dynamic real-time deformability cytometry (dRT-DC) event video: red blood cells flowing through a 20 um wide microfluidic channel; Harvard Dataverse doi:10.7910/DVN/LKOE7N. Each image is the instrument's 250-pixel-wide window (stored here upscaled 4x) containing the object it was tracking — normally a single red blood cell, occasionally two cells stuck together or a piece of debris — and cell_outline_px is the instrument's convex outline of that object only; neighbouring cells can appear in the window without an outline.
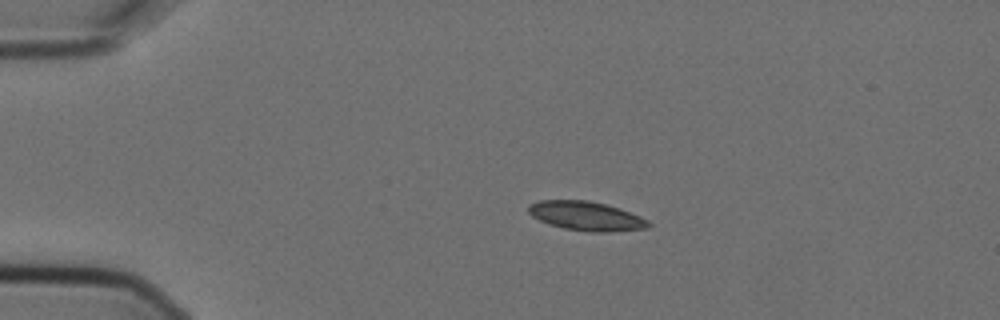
{"species": "Egyptian fruit bat (a non-hibernating species)", "species_latin": "Rousettus aegyptiacus", "temperature_condition": "cold", "stored_images_in_passage": 7, "camera_frame_rate_fps": 3000, "um_per_image_px": 0.085, "animal": {"sex": "female"}, "frame": {"image": 1, "passage_image": 3, "time_ms": 0.667, "image_size_px": [1000, 320], "cell_outline_px": [[652, 224], [648, 228], [608, 232], [588, 232], [564, 228], [548, 224], [532, 216], [528, 212], [528, 208], [532, 204], [540, 200], [588, 200], [620, 208], [640, 216], [648, 220]], "centroid_in_image_um": [49.85, 18.37], "position_along_channel_um": 35.1, "area_um2": 20.35}}
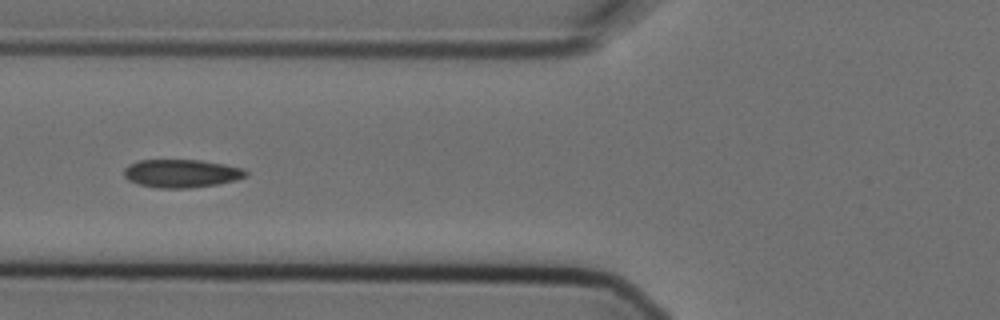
{"frame": {"image": 2, "passage_image": 6, "time_ms": 1.667, "image_size_px": [1000, 320], "cell_outline_px": [[248, 176], [236, 180], [216, 184], [188, 188], [156, 188], [140, 184], [128, 180], [124, 176], [124, 168], [128, 164], [140, 160], [200, 160], [224, 164], [244, 168], [248, 172]], "centroid_in_image_um": [15.43, 14.73], "position_along_channel_um": 110.4, "area_um2": 20.06}}
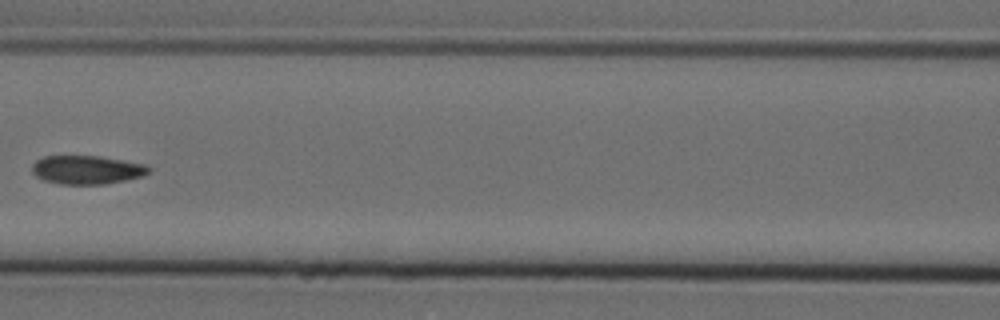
{"frame": {"image": 3, "passage_image": 7, "time_ms": 2.0, "image_size_px": [1000, 320], "cell_outline_px": [[152, 172], [144, 176], [104, 184], [60, 184], [44, 180], [36, 176], [32, 172], [32, 164], [36, 160], [44, 156], [100, 156], [144, 164], [152, 168]], "centroid_in_image_um": [7.4, 14.43], "position_along_channel_um": 159.2, "area_um2": 19.54}}